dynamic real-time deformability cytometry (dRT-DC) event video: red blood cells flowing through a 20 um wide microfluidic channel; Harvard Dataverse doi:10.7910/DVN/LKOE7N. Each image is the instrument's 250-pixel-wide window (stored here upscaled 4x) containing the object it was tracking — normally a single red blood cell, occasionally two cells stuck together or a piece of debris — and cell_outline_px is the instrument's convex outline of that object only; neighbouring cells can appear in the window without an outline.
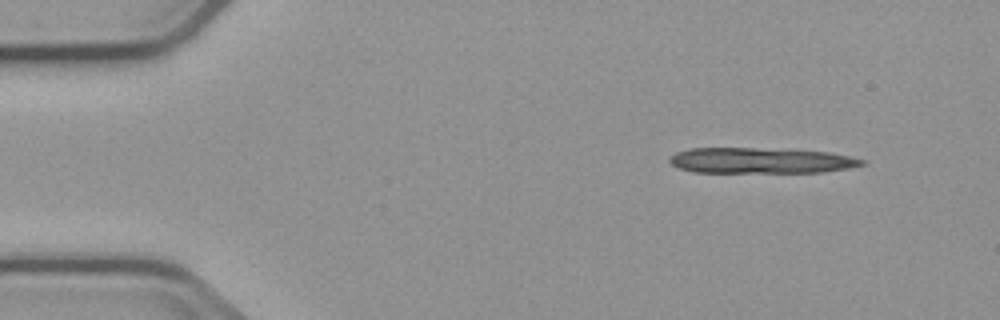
{"species": "common noctule bat (a hibernating species)", "species_latin": "Nyctalus noctula", "temperature_condition": "cold", "stored_images_in_passage": 4, "segment_of_instrument_passage": [1, 2], "camera_frame_rate_fps": 3000, "um_per_image_px": 0.085, "animal": {"sex": "male", "body_mass_g": 23.1, "forearm_length_mm": 52.7}, "frame": {"image": 1, "passage_image": 1, "time_ms": 0.0, "image_size_px": [1000, 320], "cell_outline_px": [[868, 164], [848, 168], [820, 172], [692, 172], [680, 168], [672, 164], [668, 160], [668, 156], [676, 152], [688, 148], [756, 148], [828, 152], [868, 160]], "centroid_in_image_um": [64.65, 13.64], "position_along_channel_um": 20.4, "area_um2": 28.73}}